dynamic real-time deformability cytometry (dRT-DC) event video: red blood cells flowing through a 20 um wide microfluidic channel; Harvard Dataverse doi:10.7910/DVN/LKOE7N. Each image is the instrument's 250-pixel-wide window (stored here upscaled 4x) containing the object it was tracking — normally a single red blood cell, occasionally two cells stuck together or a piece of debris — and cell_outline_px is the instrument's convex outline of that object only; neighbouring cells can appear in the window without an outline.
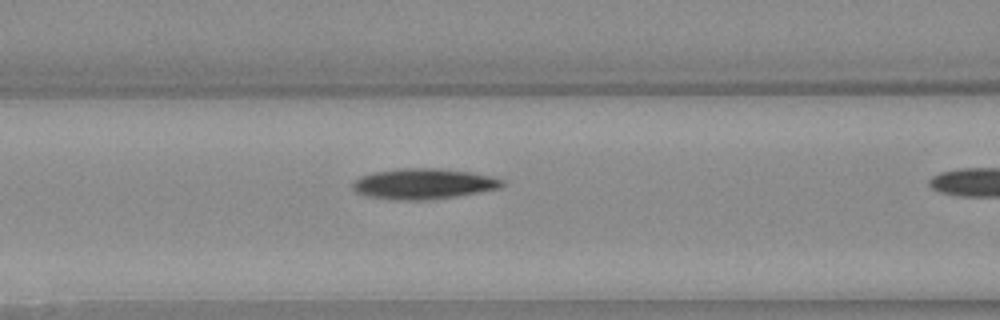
{"species": "Egyptian fruit bat (a non-hibernating species)", "species_latin": "Rousettus aegyptiacus", "temperature_condition": "warm", "stored_images_in_passage": 9, "camera_frame_rate_fps": 3000, "um_per_image_px": 0.085, "animal": {"sex": "female"}, "frame": {"image": 1, "passage_image": 8, "time_ms": 2.333, "image_size_px": [1000, 320], "cell_outline_px": [[504, 184], [500, 188], [452, 196], [420, 200], [396, 200], [368, 196], [356, 192], [352, 188], [352, 184], [360, 176], [372, 172], [400, 168], [440, 168], [472, 172], [492, 176], [504, 180]], "centroid_in_image_um": [35.97, 15.6], "position_along_channel_um": 130.6, "area_um2": 26.47}}